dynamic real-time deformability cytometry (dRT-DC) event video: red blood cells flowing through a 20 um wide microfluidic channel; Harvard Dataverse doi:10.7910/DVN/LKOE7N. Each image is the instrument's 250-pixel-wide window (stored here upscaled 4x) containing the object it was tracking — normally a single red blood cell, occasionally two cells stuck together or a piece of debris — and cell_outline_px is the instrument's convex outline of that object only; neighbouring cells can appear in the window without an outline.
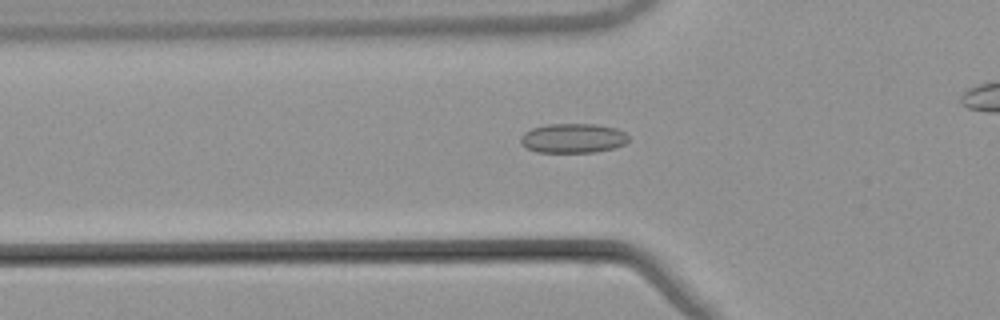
{"species": "common noctule bat (a hibernating species)", "species_latin": "Nyctalus noctula", "temperature_condition": "warm", "stored_images_in_passage": 47, "camera_frame_rate_fps": 3000, "um_per_image_px": 0.085, "animal": {"sex": "male", "body_mass_g": 21.5, "forearm_length_mm": 52.0}, "frame": {"image": 1, "passage_image": 19, "time_ms": 6.0, "image_size_px": [1000, 320], "cell_outline_px": [[628, 140], [624, 144], [612, 148], [596, 152], [536, 152], [528, 148], [520, 140], [520, 136], [524, 132], [532, 128], [548, 124], [596, 124], [616, 128], [624, 132], [628, 136]], "centroid_in_image_um": [48.7, 11.74], "position_along_channel_um": 77.1, "area_um2": 18.44}}
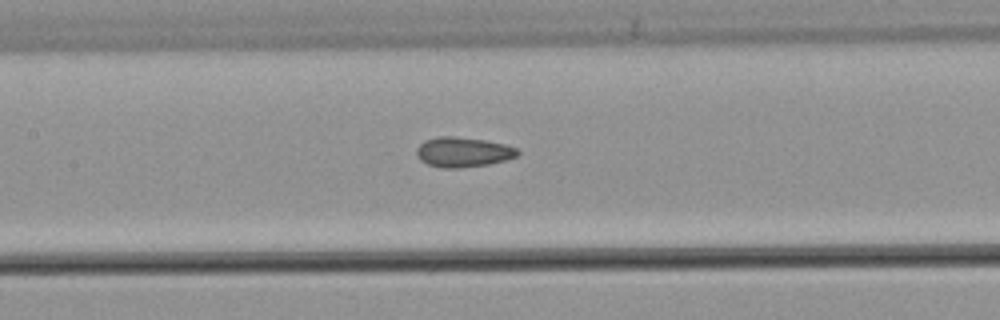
{"frame": {"image": 2, "passage_image": 26, "time_ms": 8.333, "image_size_px": [1000, 320], "cell_outline_px": [[520, 152], [516, 156], [504, 160], [488, 164], [460, 168], [440, 168], [428, 164], [420, 160], [416, 156], [416, 148], [424, 140], [436, 136], [456, 136], [484, 140], [504, 144], [516, 148]], "centroid_in_image_um": [39.3, 12.92], "position_along_channel_um": 168.1, "area_um2": 17.69}}
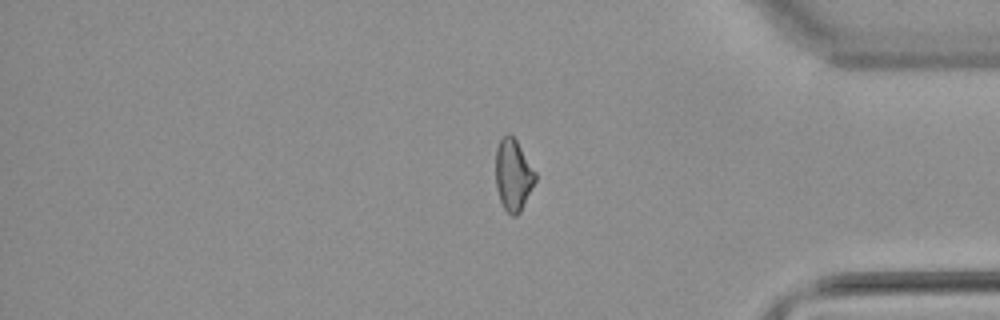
{"frame": {"image": 3, "passage_image": 45, "time_ms": 14.667, "image_size_px": [1000, 320], "cell_outline_px": [[536, 180], [520, 212], [516, 216], [512, 216], [504, 208], [500, 200], [496, 188], [496, 148], [500, 140], [508, 132], [516, 140], [536, 172]], "centroid_in_image_um": [43.62, 14.87], "position_along_channel_um": 391.6, "area_um2": 16.42}, "authors_computed_cell_mechanics": {"area_um2": 17.6868, "velocity_mm_per_s": 3.8752, "shape_relaxation_time_tau1_ms": null, "shape_relaxation_time_tau2_ms": 1.8996, "deformation_change_tau1": null, "deformation_change_tau2": 0.0887}}